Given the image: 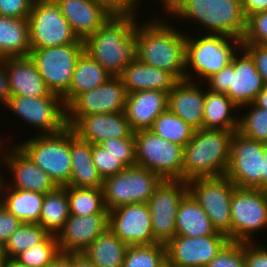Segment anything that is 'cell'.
<instances>
[{"label": "cell", "mask_w": 267, "mask_h": 267, "mask_svg": "<svg viewBox=\"0 0 267 267\" xmlns=\"http://www.w3.org/2000/svg\"><path fill=\"white\" fill-rule=\"evenodd\" d=\"M150 19L147 22H137L135 26L137 59L151 67L172 73L178 80H184L187 33L174 28L168 21L169 18L165 20L153 16Z\"/></svg>", "instance_id": "cell-1"}, {"label": "cell", "mask_w": 267, "mask_h": 267, "mask_svg": "<svg viewBox=\"0 0 267 267\" xmlns=\"http://www.w3.org/2000/svg\"><path fill=\"white\" fill-rule=\"evenodd\" d=\"M135 16H112L95 33L83 40L84 52L114 77L137 59Z\"/></svg>", "instance_id": "cell-2"}, {"label": "cell", "mask_w": 267, "mask_h": 267, "mask_svg": "<svg viewBox=\"0 0 267 267\" xmlns=\"http://www.w3.org/2000/svg\"><path fill=\"white\" fill-rule=\"evenodd\" d=\"M233 131L201 128L184 147L182 180L225 176Z\"/></svg>", "instance_id": "cell-3"}, {"label": "cell", "mask_w": 267, "mask_h": 267, "mask_svg": "<svg viewBox=\"0 0 267 267\" xmlns=\"http://www.w3.org/2000/svg\"><path fill=\"white\" fill-rule=\"evenodd\" d=\"M166 14L200 24L203 33L242 40L246 31L241 0H178Z\"/></svg>", "instance_id": "cell-4"}, {"label": "cell", "mask_w": 267, "mask_h": 267, "mask_svg": "<svg viewBox=\"0 0 267 267\" xmlns=\"http://www.w3.org/2000/svg\"><path fill=\"white\" fill-rule=\"evenodd\" d=\"M200 33L195 38L186 35L185 79L194 81L196 78L197 81L200 78V83H204L232 62L233 56L242 48V40L223 34ZM190 71L194 77L198 76L194 78Z\"/></svg>", "instance_id": "cell-5"}, {"label": "cell", "mask_w": 267, "mask_h": 267, "mask_svg": "<svg viewBox=\"0 0 267 267\" xmlns=\"http://www.w3.org/2000/svg\"><path fill=\"white\" fill-rule=\"evenodd\" d=\"M204 83L209 91L226 94L239 109L254 103L265 86L252 57L243 48L237 51L230 64Z\"/></svg>", "instance_id": "cell-6"}, {"label": "cell", "mask_w": 267, "mask_h": 267, "mask_svg": "<svg viewBox=\"0 0 267 267\" xmlns=\"http://www.w3.org/2000/svg\"><path fill=\"white\" fill-rule=\"evenodd\" d=\"M57 186H66L71 175L70 127L55 134L37 135L17 144Z\"/></svg>", "instance_id": "cell-7"}, {"label": "cell", "mask_w": 267, "mask_h": 267, "mask_svg": "<svg viewBox=\"0 0 267 267\" xmlns=\"http://www.w3.org/2000/svg\"><path fill=\"white\" fill-rule=\"evenodd\" d=\"M136 165L162 179L182 180L184 147L159 137L150 129L134 132Z\"/></svg>", "instance_id": "cell-8"}, {"label": "cell", "mask_w": 267, "mask_h": 267, "mask_svg": "<svg viewBox=\"0 0 267 267\" xmlns=\"http://www.w3.org/2000/svg\"><path fill=\"white\" fill-rule=\"evenodd\" d=\"M163 179L140 166L126 167L118 174L103 180V197L105 208L111 211L117 207L148 203L156 187Z\"/></svg>", "instance_id": "cell-9"}, {"label": "cell", "mask_w": 267, "mask_h": 267, "mask_svg": "<svg viewBox=\"0 0 267 267\" xmlns=\"http://www.w3.org/2000/svg\"><path fill=\"white\" fill-rule=\"evenodd\" d=\"M84 51V42L31 49L30 58L47 88L61 97L69 90L78 57Z\"/></svg>", "instance_id": "cell-10"}, {"label": "cell", "mask_w": 267, "mask_h": 267, "mask_svg": "<svg viewBox=\"0 0 267 267\" xmlns=\"http://www.w3.org/2000/svg\"><path fill=\"white\" fill-rule=\"evenodd\" d=\"M231 241L253 242L267 228V192L236 187L231 196Z\"/></svg>", "instance_id": "cell-11"}, {"label": "cell", "mask_w": 267, "mask_h": 267, "mask_svg": "<svg viewBox=\"0 0 267 267\" xmlns=\"http://www.w3.org/2000/svg\"><path fill=\"white\" fill-rule=\"evenodd\" d=\"M5 108L39 130L37 135L55 134L66 124V107L61 96L27 97L10 95Z\"/></svg>", "instance_id": "cell-12"}, {"label": "cell", "mask_w": 267, "mask_h": 267, "mask_svg": "<svg viewBox=\"0 0 267 267\" xmlns=\"http://www.w3.org/2000/svg\"><path fill=\"white\" fill-rule=\"evenodd\" d=\"M188 183V192L211 220L213 227L231 241V196L235 184L226 176L197 178Z\"/></svg>", "instance_id": "cell-13"}, {"label": "cell", "mask_w": 267, "mask_h": 267, "mask_svg": "<svg viewBox=\"0 0 267 267\" xmlns=\"http://www.w3.org/2000/svg\"><path fill=\"white\" fill-rule=\"evenodd\" d=\"M31 49L80 41L55 0H35L28 16Z\"/></svg>", "instance_id": "cell-14"}, {"label": "cell", "mask_w": 267, "mask_h": 267, "mask_svg": "<svg viewBox=\"0 0 267 267\" xmlns=\"http://www.w3.org/2000/svg\"><path fill=\"white\" fill-rule=\"evenodd\" d=\"M187 193L186 181L163 179L149 198L152 232L157 243L166 245L176 236L177 211Z\"/></svg>", "instance_id": "cell-15"}, {"label": "cell", "mask_w": 267, "mask_h": 267, "mask_svg": "<svg viewBox=\"0 0 267 267\" xmlns=\"http://www.w3.org/2000/svg\"><path fill=\"white\" fill-rule=\"evenodd\" d=\"M127 91L120 77H111L99 87L78 95L66 107V124L73 127L83 116L124 112Z\"/></svg>", "instance_id": "cell-16"}, {"label": "cell", "mask_w": 267, "mask_h": 267, "mask_svg": "<svg viewBox=\"0 0 267 267\" xmlns=\"http://www.w3.org/2000/svg\"><path fill=\"white\" fill-rule=\"evenodd\" d=\"M264 142L246 138L238 131L231 141L230 161L225 174L236 187L261 190Z\"/></svg>", "instance_id": "cell-17"}, {"label": "cell", "mask_w": 267, "mask_h": 267, "mask_svg": "<svg viewBox=\"0 0 267 267\" xmlns=\"http://www.w3.org/2000/svg\"><path fill=\"white\" fill-rule=\"evenodd\" d=\"M229 238L216 232L202 237L175 236L166 244L168 267H206L229 242Z\"/></svg>", "instance_id": "cell-18"}, {"label": "cell", "mask_w": 267, "mask_h": 267, "mask_svg": "<svg viewBox=\"0 0 267 267\" xmlns=\"http://www.w3.org/2000/svg\"><path fill=\"white\" fill-rule=\"evenodd\" d=\"M1 156V161H3L1 165L3 164L4 168L9 170L10 177L12 176L11 183L5 182L8 187L42 194L51 192L57 187L48 174L36 165L17 144L12 142L10 147L4 144Z\"/></svg>", "instance_id": "cell-19"}, {"label": "cell", "mask_w": 267, "mask_h": 267, "mask_svg": "<svg viewBox=\"0 0 267 267\" xmlns=\"http://www.w3.org/2000/svg\"><path fill=\"white\" fill-rule=\"evenodd\" d=\"M108 228L128 246L157 243L148 203L123 205L109 211Z\"/></svg>", "instance_id": "cell-20"}, {"label": "cell", "mask_w": 267, "mask_h": 267, "mask_svg": "<svg viewBox=\"0 0 267 267\" xmlns=\"http://www.w3.org/2000/svg\"><path fill=\"white\" fill-rule=\"evenodd\" d=\"M109 225V213H94L87 216L70 215L56 235L62 253L81 254Z\"/></svg>", "instance_id": "cell-21"}, {"label": "cell", "mask_w": 267, "mask_h": 267, "mask_svg": "<svg viewBox=\"0 0 267 267\" xmlns=\"http://www.w3.org/2000/svg\"><path fill=\"white\" fill-rule=\"evenodd\" d=\"M72 128L82 140L91 144L112 138L134 137L125 112L85 115Z\"/></svg>", "instance_id": "cell-22"}, {"label": "cell", "mask_w": 267, "mask_h": 267, "mask_svg": "<svg viewBox=\"0 0 267 267\" xmlns=\"http://www.w3.org/2000/svg\"><path fill=\"white\" fill-rule=\"evenodd\" d=\"M201 86L199 81L179 80L168 93V109L195 130L203 128L205 87Z\"/></svg>", "instance_id": "cell-23"}, {"label": "cell", "mask_w": 267, "mask_h": 267, "mask_svg": "<svg viewBox=\"0 0 267 267\" xmlns=\"http://www.w3.org/2000/svg\"><path fill=\"white\" fill-rule=\"evenodd\" d=\"M8 75L10 95L27 97L60 96L52 93L30 56L0 60Z\"/></svg>", "instance_id": "cell-24"}, {"label": "cell", "mask_w": 267, "mask_h": 267, "mask_svg": "<svg viewBox=\"0 0 267 267\" xmlns=\"http://www.w3.org/2000/svg\"><path fill=\"white\" fill-rule=\"evenodd\" d=\"M73 32L84 40L112 15L97 0H55Z\"/></svg>", "instance_id": "cell-25"}, {"label": "cell", "mask_w": 267, "mask_h": 267, "mask_svg": "<svg viewBox=\"0 0 267 267\" xmlns=\"http://www.w3.org/2000/svg\"><path fill=\"white\" fill-rule=\"evenodd\" d=\"M168 93L162 90L135 91L127 95L125 115L132 130L150 129L168 106Z\"/></svg>", "instance_id": "cell-26"}, {"label": "cell", "mask_w": 267, "mask_h": 267, "mask_svg": "<svg viewBox=\"0 0 267 267\" xmlns=\"http://www.w3.org/2000/svg\"><path fill=\"white\" fill-rule=\"evenodd\" d=\"M71 175L66 186L79 188H102L100 176L92 158V144L82 140L70 127Z\"/></svg>", "instance_id": "cell-27"}, {"label": "cell", "mask_w": 267, "mask_h": 267, "mask_svg": "<svg viewBox=\"0 0 267 267\" xmlns=\"http://www.w3.org/2000/svg\"><path fill=\"white\" fill-rule=\"evenodd\" d=\"M119 77L128 94L143 90L169 93L179 81L172 73L151 67L138 59L129 63Z\"/></svg>", "instance_id": "cell-28"}, {"label": "cell", "mask_w": 267, "mask_h": 267, "mask_svg": "<svg viewBox=\"0 0 267 267\" xmlns=\"http://www.w3.org/2000/svg\"><path fill=\"white\" fill-rule=\"evenodd\" d=\"M4 175L0 180V202L23 223H39L44 194L5 186ZM4 192V193H3Z\"/></svg>", "instance_id": "cell-29"}, {"label": "cell", "mask_w": 267, "mask_h": 267, "mask_svg": "<svg viewBox=\"0 0 267 267\" xmlns=\"http://www.w3.org/2000/svg\"><path fill=\"white\" fill-rule=\"evenodd\" d=\"M111 77L105 68L83 51L77 59L69 90L62 96L65 107L78 95L99 87Z\"/></svg>", "instance_id": "cell-30"}, {"label": "cell", "mask_w": 267, "mask_h": 267, "mask_svg": "<svg viewBox=\"0 0 267 267\" xmlns=\"http://www.w3.org/2000/svg\"><path fill=\"white\" fill-rule=\"evenodd\" d=\"M205 89L203 128L238 131L239 115L233 112L241 109L226 94Z\"/></svg>", "instance_id": "cell-31"}, {"label": "cell", "mask_w": 267, "mask_h": 267, "mask_svg": "<svg viewBox=\"0 0 267 267\" xmlns=\"http://www.w3.org/2000/svg\"><path fill=\"white\" fill-rule=\"evenodd\" d=\"M30 51L28 19L0 15V60L26 57Z\"/></svg>", "instance_id": "cell-32"}, {"label": "cell", "mask_w": 267, "mask_h": 267, "mask_svg": "<svg viewBox=\"0 0 267 267\" xmlns=\"http://www.w3.org/2000/svg\"><path fill=\"white\" fill-rule=\"evenodd\" d=\"M175 223L177 236L202 237L217 232L205 211L189 192L180 202Z\"/></svg>", "instance_id": "cell-33"}, {"label": "cell", "mask_w": 267, "mask_h": 267, "mask_svg": "<svg viewBox=\"0 0 267 267\" xmlns=\"http://www.w3.org/2000/svg\"><path fill=\"white\" fill-rule=\"evenodd\" d=\"M128 245L109 228L83 254L97 267H123Z\"/></svg>", "instance_id": "cell-34"}, {"label": "cell", "mask_w": 267, "mask_h": 267, "mask_svg": "<svg viewBox=\"0 0 267 267\" xmlns=\"http://www.w3.org/2000/svg\"><path fill=\"white\" fill-rule=\"evenodd\" d=\"M70 216L66 186L44 194L39 223L49 234L57 235Z\"/></svg>", "instance_id": "cell-35"}, {"label": "cell", "mask_w": 267, "mask_h": 267, "mask_svg": "<svg viewBox=\"0 0 267 267\" xmlns=\"http://www.w3.org/2000/svg\"><path fill=\"white\" fill-rule=\"evenodd\" d=\"M70 215L87 216L109 213L105 208L102 188H79L66 186Z\"/></svg>", "instance_id": "cell-36"}, {"label": "cell", "mask_w": 267, "mask_h": 267, "mask_svg": "<svg viewBox=\"0 0 267 267\" xmlns=\"http://www.w3.org/2000/svg\"><path fill=\"white\" fill-rule=\"evenodd\" d=\"M150 130L159 137L183 147L192 139L195 132L193 127L168 108L154 120Z\"/></svg>", "instance_id": "cell-37"}, {"label": "cell", "mask_w": 267, "mask_h": 267, "mask_svg": "<svg viewBox=\"0 0 267 267\" xmlns=\"http://www.w3.org/2000/svg\"><path fill=\"white\" fill-rule=\"evenodd\" d=\"M49 235L38 223H22L2 248L3 257L14 259L21 252L42 243Z\"/></svg>", "instance_id": "cell-38"}, {"label": "cell", "mask_w": 267, "mask_h": 267, "mask_svg": "<svg viewBox=\"0 0 267 267\" xmlns=\"http://www.w3.org/2000/svg\"><path fill=\"white\" fill-rule=\"evenodd\" d=\"M166 245L160 243L128 246L123 267H166Z\"/></svg>", "instance_id": "cell-39"}, {"label": "cell", "mask_w": 267, "mask_h": 267, "mask_svg": "<svg viewBox=\"0 0 267 267\" xmlns=\"http://www.w3.org/2000/svg\"><path fill=\"white\" fill-rule=\"evenodd\" d=\"M59 253L56 235L50 234L42 243L28 248L14 259L25 267H49Z\"/></svg>", "instance_id": "cell-40"}, {"label": "cell", "mask_w": 267, "mask_h": 267, "mask_svg": "<svg viewBox=\"0 0 267 267\" xmlns=\"http://www.w3.org/2000/svg\"><path fill=\"white\" fill-rule=\"evenodd\" d=\"M246 108L247 113L239 116L238 132L246 138L267 142V109L260 108L254 103L241 107Z\"/></svg>", "instance_id": "cell-41"}, {"label": "cell", "mask_w": 267, "mask_h": 267, "mask_svg": "<svg viewBox=\"0 0 267 267\" xmlns=\"http://www.w3.org/2000/svg\"><path fill=\"white\" fill-rule=\"evenodd\" d=\"M206 267H245V242L229 241Z\"/></svg>", "instance_id": "cell-42"}, {"label": "cell", "mask_w": 267, "mask_h": 267, "mask_svg": "<svg viewBox=\"0 0 267 267\" xmlns=\"http://www.w3.org/2000/svg\"><path fill=\"white\" fill-rule=\"evenodd\" d=\"M109 154L118 157L126 167L136 165L135 138H112L99 144Z\"/></svg>", "instance_id": "cell-43"}, {"label": "cell", "mask_w": 267, "mask_h": 267, "mask_svg": "<svg viewBox=\"0 0 267 267\" xmlns=\"http://www.w3.org/2000/svg\"><path fill=\"white\" fill-rule=\"evenodd\" d=\"M92 158L103 180L118 174L126 168L118 157L109 154L99 144H92Z\"/></svg>", "instance_id": "cell-44"}, {"label": "cell", "mask_w": 267, "mask_h": 267, "mask_svg": "<svg viewBox=\"0 0 267 267\" xmlns=\"http://www.w3.org/2000/svg\"><path fill=\"white\" fill-rule=\"evenodd\" d=\"M242 44H267V11L253 14L246 20Z\"/></svg>", "instance_id": "cell-45"}, {"label": "cell", "mask_w": 267, "mask_h": 267, "mask_svg": "<svg viewBox=\"0 0 267 267\" xmlns=\"http://www.w3.org/2000/svg\"><path fill=\"white\" fill-rule=\"evenodd\" d=\"M112 16L138 17V9L143 0H97Z\"/></svg>", "instance_id": "cell-46"}, {"label": "cell", "mask_w": 267, "mask_h": 267, "mask_svg": "<svg viewBox=\"0 0 267 267\" xmlns=\"http://www.w3.org/2000/svg\"><path fill=\"white\" fill-rule=\"evenodd\" d=\"M35 0H0V15L28 19Z\"/></svg>", "instance_id": "cell-47"}, {"label": "cell", "mask_w": 267, "mask_h": 267, "mask_svg": "<svg viewBox=\"0 0 267 267\" xmlns=\"http://www.w3.org/2000/svg\"><path fill=\"white\" fill-rule=\"evenodd\" d=\"M23 222L10 213L0 202V247L9 240L10 236L21 226Z\"/></svg>", "instance_id": "cell-48"}, {"label": "cell", "mask_w": 267, "mask_h": 267, "mask_svg": "<svg viewBox=\"0 0 267 267\" xmlns=\"http://www.w3.org/2000/svg\"><path fill=\"white\" fill-rule=\"evenodd\" d=\"M242 48L252 57L258 73L267 85V44H242Z\"/></svg>", "instance_id": "cell-49"}, {"label": "cell", "mask_w": 267, "mask_h": 267, "mask_svg": "<svg viewBox=\"0 0 267 267\" xmlns=\"http://www.w3.org/2000/svg\"><path fill=\"white\" fill-rule=\"evenodd\" d=\"M245 267H267V244L245 242Z\"/></svg>", "instance_id": "cell-50"}, {"label": "cell", "mask_w": 267, "mask_h": 267, "mask_svg": "<svg viewBox=\"0 0 267 267\" xmlns=\"http://www.w3.org/2000/svg\"><path fill=\"white\" fill-rule=\"evenodd\" d=\"M246 20L253 14L267 11V0H241Z\"/></svg>", "instance_id": "cell-51"}, {"label": "cell", "mask_w": 267, "mask_h": 267, "mask_svg": "<svg viewBox=\"0 0 267 267\" xmlns=\"http://www.w3.org/2000/svg\"><path fill=\"white\" fill-rule=\"evenodd\" d=\"M10 97V89L8 83V75L5 67L0 63V106L6 105Z\"/></svg>", "instance_id": "cell-52"}, {"label": "cell", "mask_w": 267, "mask_h": 267, "mask_svg": "<svg viewBox=\"0 0 267 267\" xmlns=\"http://www.w3.org/2000/svg\"><path fill=\"white\" fill-rule=\"evenodd\" d=\"M49 267H73V254L60 252Z\"/></svg>", "instance_id": "cell-53"}, {"label": "cell", "mask_w": 267, "mask_h": 267, "mask_svg": "<svg viewBox=\"0 0 267 267\" xmlns=\"http://www.w3.org/2000/svg\"><path fill=\"white\" fill-rule=\"evenodd\" d=\"M73 267H97L83 253L73 254Z\"/></svg>", "instance_id": "cell-54"}, {"label": "cell", "mask_w": 267, "mask_h": 267, "mask_svg": "<svg viewBox=\"0 0 267 267\" xmlns=\"http://www.w3.org/2000/svg\"><path fill=\"white\" fill-rule=\"evenodd\" d=\"M264 160L261 179V190L267 192V142L264 143Z\"/></svg>", "instance_id": "cell-55"}, {"label": "cell", "mask_w": 267, "mask_h": 267, "mask_svg": "<svg viewBox=\"0 0 267 267\" xmlns=\"http://www.w3.org/2000/svg\"><path fill=\"white\" fill-rule=\"evenodd\" d=\"M254 104L260 108L267 109V85L259 92Z\"/></svg>", "instance_id": "cell-56"}, {"label": "cell", "mask_w": 267, "mask_h": 267, "mask_svg": "<svg viewBox=\"0 0 267 267\" xmlns=\"http://www.w3.org/2000/svg\"><path fill=\"white\" fill-rule=\"evenodd\" d=\"M1 267H25V266L18 263L15 259L4 258Z\"/></svg>", "instance_id": "cell-57"}, {"label": "cell", "mask_w": 267, "mask_h": 267, "mask_svg": "<svg viewBox=\"0 0 267 267\" xmlns=\"http://www.w3.org/2000/svg\"><path fill=\"white\" fill-rule=\"evenodd\" d=\"M160 1L162 7L164 8V13H166L178 0H158Z\"/></svg>", "instance_id": "cell-58"}, {"label": "cell", "mask_w": 267, "mask_h": 267, "mask_svg": "<svg viewBox=\"0 0 267 267\" xmlns=\"http://www.w3.org/2000/svg\"><path fill=\"white\" fill-rule=\"evenodd\" d=\"M2 138V139H1ZM0 138V161H1V153H2V149H3V146L4 144L6 143L4 140H3V137L1 136ZM4 141V142H3ZM0 166H1V162H0ZM3 167H0V180H1V173L3 172L2 171Z\"/></svg>", "instance_id": "cell-59"}, {"label": "cell", "mask_w": 267, "mask_h": 267, "mask_svg": "<svg viewBox=\"0 0 267 267\" xmlns=\"http://www.w3.org/2000/svg\"><path fill=\"white\" fill-rule=\"evenodd\" d=\"M3 259H4V257H3V251H2V248L0 247V267H1V264H2Z\"/></svg>", "instance_id": "cell-60"}]
</instances>
